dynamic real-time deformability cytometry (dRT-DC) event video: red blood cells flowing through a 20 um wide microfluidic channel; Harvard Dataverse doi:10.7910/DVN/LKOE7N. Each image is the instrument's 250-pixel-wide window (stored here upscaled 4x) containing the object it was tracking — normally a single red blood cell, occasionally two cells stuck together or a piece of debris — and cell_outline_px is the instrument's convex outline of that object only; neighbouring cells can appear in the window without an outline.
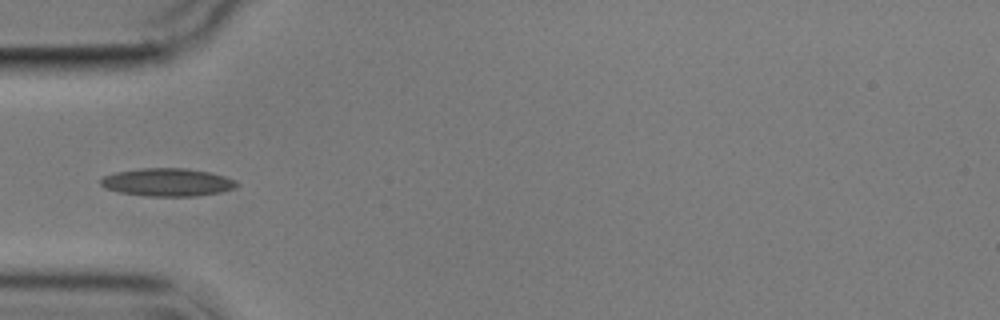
{"species": "common noctule bat (a hibernating species)", "species_latin": "Nyctalus noctula", "temperature_condition": "cold", "stored_images_in_passage": 11, "camera_frame_rate_fps": 3000, "um_per_image_px": 0.085, "animal": {"sex": "male", "body_mass_g": 17.9}, "frame": {"image": 1, "passage_image": 5, "time_ms": 5.667, "image_size_px": [1000, 320], "cell_outline_px": [[240, 184], [236, 188], [220, 192], [196, 196], [148, 196], [120, 192], [104, 188], [100, 184], [100, 180], [104, 176], [116, 172], [140, 168], [184, 168], [208, 172], [224, 176], [236, 180]], "centroid_in_image_um": [14.24, 15.49], "position_along_channel_um": 70.8, "area_um2": 22.14}}
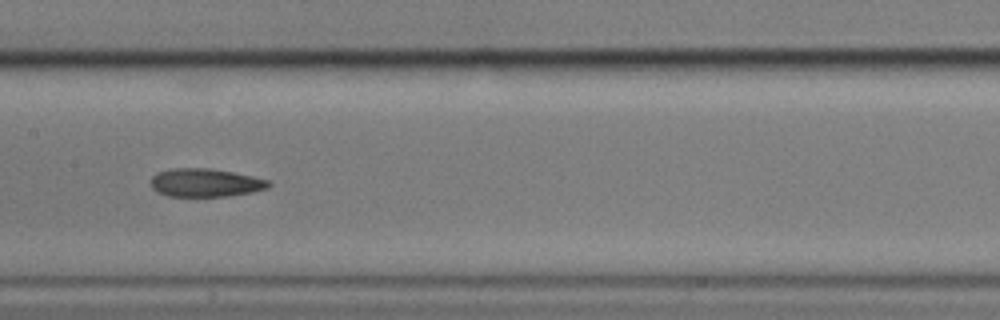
{"frame": {"image": 2, "passage_image": 8, "time_ms": 9.0, "image_size_px": [1000, 320], "cell_outline_px": [[272, 184], [268, 188], [252, 192], [228, 196], [168, 196], [156, 192], [152, 188], [152, 176], [156, 172], [172, 168], [208, 168], [232, 172], [272, 180]], "centroid_in_image_um": [17.48, 15.53], "position_along_channel_um": 189.9, "area_um2": 19.54}}
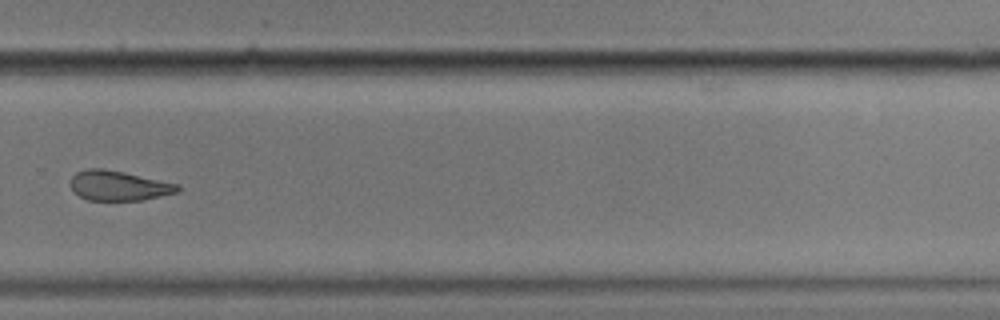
{"frame": {"image": 3, "passage_image": 11, "time_ms": 12.667, "image_size_px": [1000, 320], "cell_outline_px": [[180, 188], [176, 192], [144, 200], [88, 200], [80, 196], [68, 184], [72, 176], [76, 172], [88, 168], [104, 168], [124, 172], [180, 184]], "centroid_in_image_um": [10.07, 15.77], "position_along_channel_um": 319.7, "area_um2": 18.67}}